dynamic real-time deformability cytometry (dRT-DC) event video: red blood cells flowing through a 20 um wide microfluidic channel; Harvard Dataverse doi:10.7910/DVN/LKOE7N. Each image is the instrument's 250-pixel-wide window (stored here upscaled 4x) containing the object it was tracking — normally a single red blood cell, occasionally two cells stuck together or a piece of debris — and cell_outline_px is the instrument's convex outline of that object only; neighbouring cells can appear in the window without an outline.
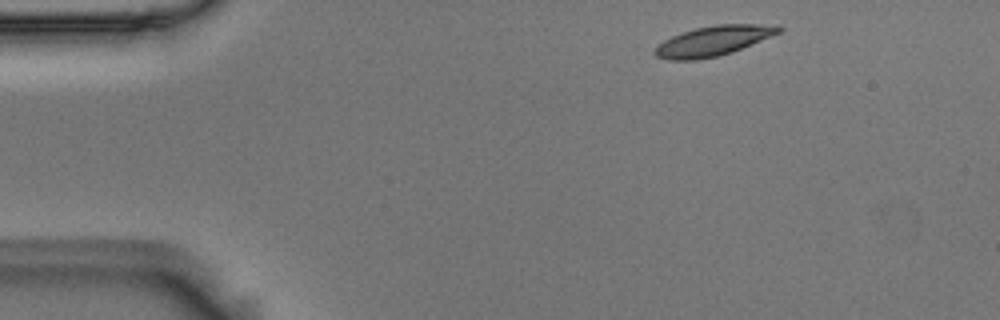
{"species": "Egyptian fruit bat (a non-hibernating species)", "species_latin": "Rousettus aegyptiacus", "temperature_condition": "room temperature", "stored_images_in_passage": 4, "camera_frame_rate_fps": 3000, "um_per_image_px": 0.085, "animal": {"sex": "male"}, "frame": {"image": 1, "passage_image": 1, "time_ms": 0.0, "image_size_px": [1000, 320], "cell_outline_px": [[784, 28], [780, 32], [732, 52], [716, 56], [696, 60], [668, 60], [656, 56], [652, 52], [664, 40], [672, 36], [696, 28], [716, 24], [776, 24]], "centroid_in_image_um": [60.64, 3.47], "position_along_channel_um": 24.4, "area_um2": 21.39}}
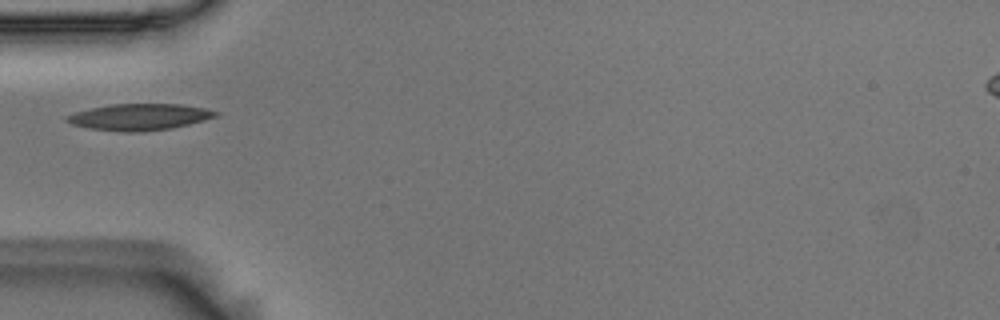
{"frame": {"image": 2, "passage_image": 4, "time_ms": 1.0, "image_size_px": [1000, 320], "cell_outline_px": [[220, 112], [216, 116], [204, 120], [172, 128], [140, 132], [124, 132], [88, 128], [72, 124], [64, 120], [64, 116], [76, 112], [92, 108], [112, 104], [180, 104], [204, 108]], "centroid_in_image_um": [11.83, 9.94], "position_along_channel_um": 73.2, "area_um2": 22.83}}